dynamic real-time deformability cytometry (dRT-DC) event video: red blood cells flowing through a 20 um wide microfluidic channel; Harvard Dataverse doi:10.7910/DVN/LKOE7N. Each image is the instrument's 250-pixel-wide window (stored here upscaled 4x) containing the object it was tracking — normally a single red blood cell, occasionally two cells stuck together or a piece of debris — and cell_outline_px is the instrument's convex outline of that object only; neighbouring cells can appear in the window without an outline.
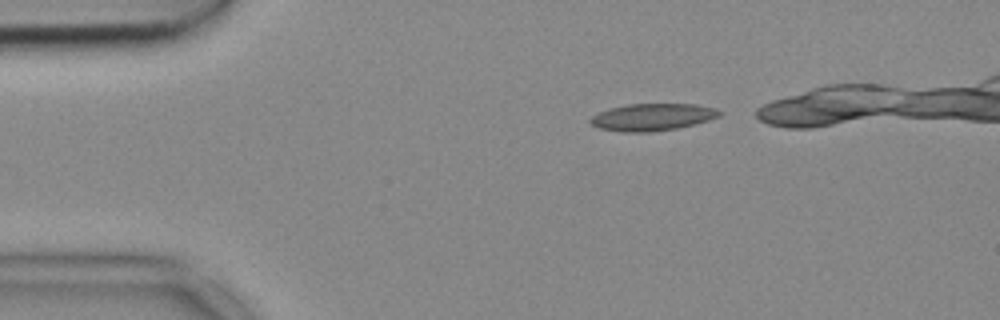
{"species": "common noctule bat (a hibernating species)", "species_latin": "Nyctalus noctula", "temperature_condition": "cold", "stored_images_in_passage": 36, "camera_frame_rate_fps": 3000, "um_per_image_px": 0.085, "animal": {"sex": "female", "body_mass_g": 18.4}, "frame": {"image": 1, "passage_image": 3, "time_ms": 0.667, "image_size_px": [1000, 320], "cell_outline_px": [[720, 116], [708, 120], [676, 128], [648, 132], [624, 132], [600, 128], [592, 124], [588, 120], [592, 116], [608, 108], [628, 104], [696, 104], [716, 108], [720, 112]], "centroid_in_image_um": [55.43, 9.94], "position_along_channel_um": 29.6, "area_um2": 20.17}}
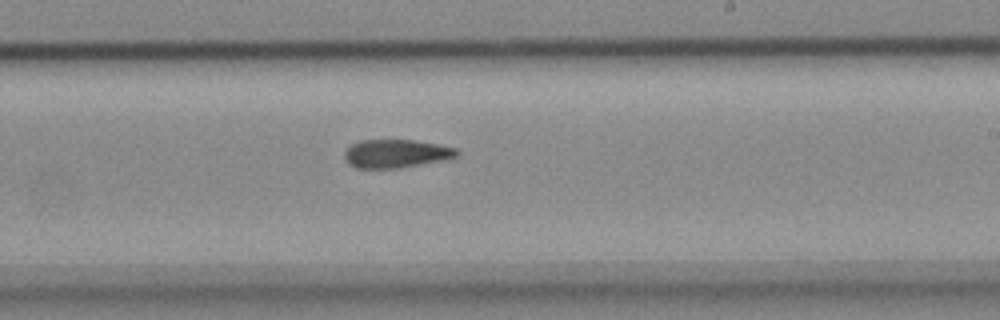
{"frame": {"image": 2, "passage_image": 25, "time_ms": 8.0, "image_size_px": [1000, 320], "cell_outline_px": [[460, 152], [456, 156], [444, 160], [400, 168], [356, 168], [348, 164], [344, 160], [344, 152], [352, 144], [360, 140], [416, 140], [440, 144], [456, 148]], "centroid_in_image_um": [33.66, 13.05], "position_along_channel_um": 255.3, "area_um2": 18.73}}
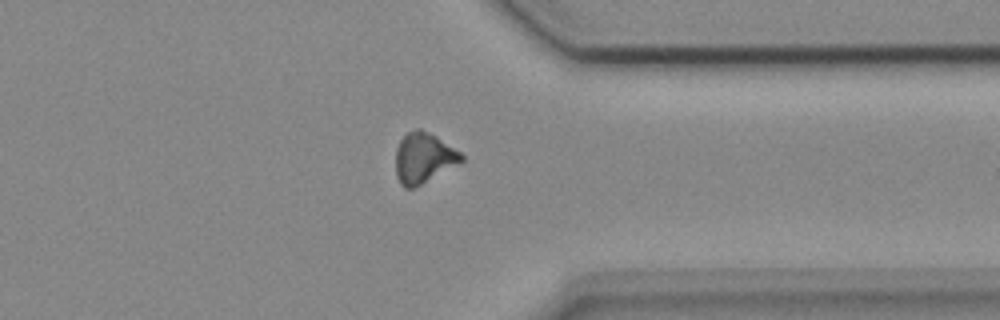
{"frame": {"image": 3, "passage_image": 35, "time_ms": 11.333, "image_size_px": [1000, 320], "cell_outline_px": [[464, 160], [420, 184], [412, 188], [404, 188], [400, 184], [396, 176], [396, 148], [400, 140], [408, 132], [416, 128], [420, 128], [436, 136], [460, 152], [464, 156]], "centroid_in_image_um": [35.97, 13.41], "position_along_channel_um": 375.4, "area_um2": 18.96}}